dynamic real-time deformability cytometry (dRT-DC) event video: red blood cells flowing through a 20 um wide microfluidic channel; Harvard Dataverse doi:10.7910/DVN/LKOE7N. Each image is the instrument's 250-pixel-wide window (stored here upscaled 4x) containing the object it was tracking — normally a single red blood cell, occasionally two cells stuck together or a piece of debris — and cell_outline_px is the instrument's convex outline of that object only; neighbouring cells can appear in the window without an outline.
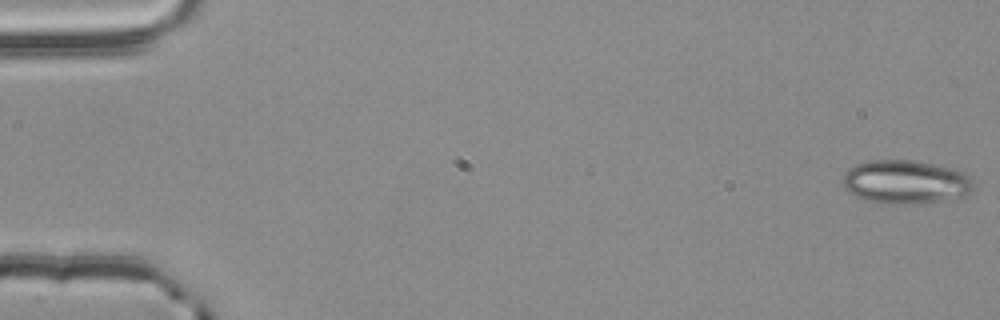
{"species": "common noctule bat (a hibernating species)", "species_latin": "Nyctalus noctula", "temperature_condition": "room temperature", "stored_images_in_passage": 12, "camera_frame_rate_fps": 3000, "um_per_image_px": 0.085, "animal": {"sex": "male", "body_mass_g": 20.4}, "frame": {"image": 1, "passage_image": 1, "time_ms": 0.0, "image_size_px": [1000, 320], "cell_outline_px": [[972, 192], [964, 196], [940, 200], [908, 204], [884, 204], [868, 200], [856, 196], [848, 192], [844, 188], [844, 172], [848, 168], [856, 164], [868, 160], [912, 160], [952, 168], [964, 172], [972, 180]], "centroid_in_image_um": [76.95, 15.46], "position_along_channel_um": 8.1, "area_um2": 33.12}}